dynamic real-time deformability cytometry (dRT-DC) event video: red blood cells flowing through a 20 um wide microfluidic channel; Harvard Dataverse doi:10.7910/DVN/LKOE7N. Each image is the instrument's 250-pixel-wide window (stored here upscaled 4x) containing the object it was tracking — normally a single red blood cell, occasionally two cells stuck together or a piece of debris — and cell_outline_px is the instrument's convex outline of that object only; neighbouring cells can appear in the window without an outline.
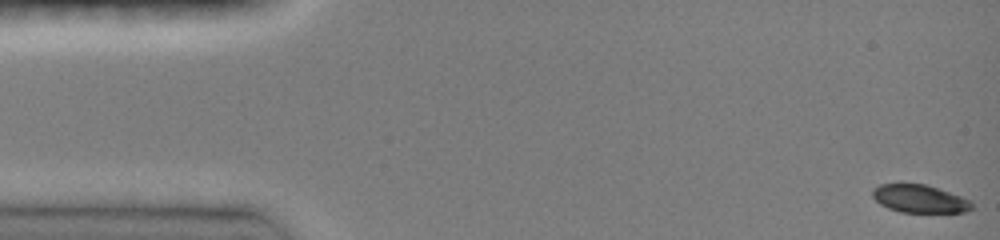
{"species": "common noctule bat (a hibernating species)", "species_latin": "Nyctalus noctula", "temperature_condition": "room temperature", "stored_images_in_passage": 47, "camera_frame_rate_fps": 3000, "um_per_image_px": 0.085, "animal": {"sex": "female", "body_mass_g": 19.0, "forearm_length_mm": 51.5}, "frame": {"image": 1, "passage_image": 1, "time_ms": 0.0, "image_size_px": [1000, 240], "cell_outline_px": [[972, 208], [964, 212], [900, 212], [888, 208], [880, 204], [872, 196], [872, 188], [880, 184], [928, 184], [972, 200]], "centroid_in_image_um": [78.17, 16.89], "position_along_channel_um": 6.8, "area_um2": 16.24}}
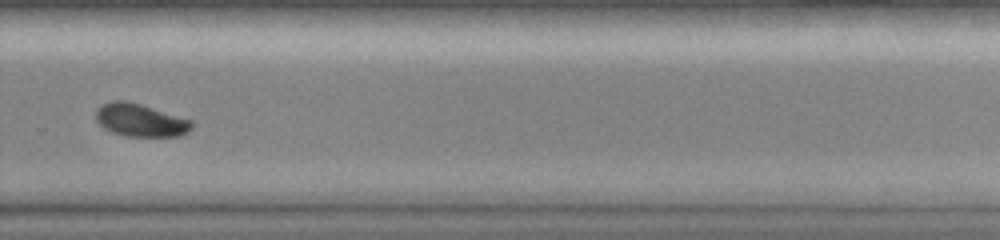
{"frame": {"image": 2, "passage_image": 33, "time_ms": 10.667, "image_size_px": [1000, 240], "cell_outline_px": [[192, 128], [188, 132], [180, 136], [124, 136], [112, 132], [104, 128], [96, 120], [96, 108], [112, 100], [124, 100], [140, 104], [192, 120]], "centroid_in_image_um": [11.92, 10.22], "position_along_channel_um": 317.9, "area_um2": 18.26}}
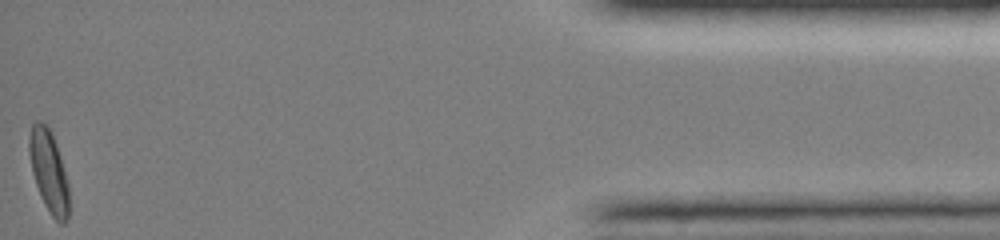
{"frame": {"image": 3, "passage_image": 47, "time_ms": 15.333, "image_size_px": [1000, 240], "cell_outline_px": [[68, 220], [64, 224], [60, 224], [52, 216], [44, 204], [40, 196], [32, 172], [28, 152], [28, 136], [32, 124], [36, 120], [40, 120], [52, 132], [60, 156], [68, 184]], "centroid_in_image_um": [4.12, 14.55], "position_along_channel_um": 431.1, "area_um2": 19.02}, "authors_computed_cell_mechanics": {"area_um2": 18.2648, "velocity_mm_per_s": 4.0925, "shape_relaxation_time_tau1_ms": 2.1102, "shape_relaxation_time_tau2_ms": null, "deformation_change_tau1": 0.0975, "deformation_change_tau2": null}}